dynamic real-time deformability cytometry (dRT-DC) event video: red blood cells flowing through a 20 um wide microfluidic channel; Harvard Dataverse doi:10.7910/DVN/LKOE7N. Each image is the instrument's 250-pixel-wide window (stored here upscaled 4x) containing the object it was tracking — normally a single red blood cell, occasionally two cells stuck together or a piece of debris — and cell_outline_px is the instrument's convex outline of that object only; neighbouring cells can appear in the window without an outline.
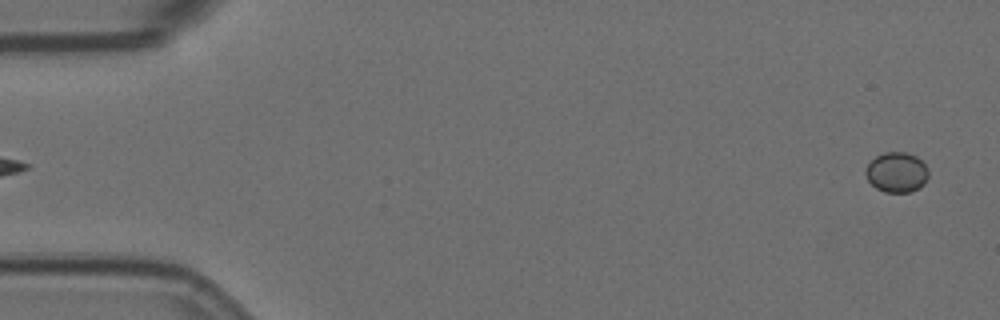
{"species": "Egyptian fruit bat (a non-hibernating species)", "species_latin": "Rousettus aegyptiacus", "temperature_condition": "room temperature", "stored_images_in_passage": 4, "segment_of_instrument_passage": [2, 2], "camera_frame_rate_fps": 3000, "um_per_image_px": 0.085, "animal": {"sex": "female"}, "frame": {"image": 1, "passage_image": 4, "time_ms": 1.0, "image_size_px": [1000, 320], "cell_outline_px": [[928, 176], [924, 184], [920, 188], [908, 192], [884, 192], [876, 188], [868, 180], [864, 172], [864, 168], [876, 156], [884, 152], [904, 152], [916, 156], [928, 168]], "centroid_in_image_um": [76.21, 14.65], "position_along_channel_um": 8.8, "area_um2": 14.74}}